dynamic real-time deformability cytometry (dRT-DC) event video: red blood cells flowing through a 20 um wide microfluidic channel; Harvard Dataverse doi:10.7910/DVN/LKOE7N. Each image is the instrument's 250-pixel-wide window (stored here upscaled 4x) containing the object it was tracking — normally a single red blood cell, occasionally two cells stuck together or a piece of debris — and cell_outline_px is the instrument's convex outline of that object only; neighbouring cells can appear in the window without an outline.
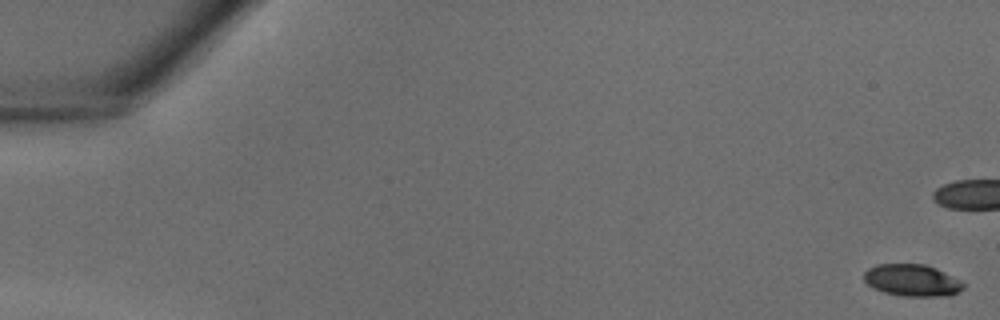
{"species": "common noctule bat (a hibernating species)", "species_latin": "Nyctalus noctula", "temperature_condition": "warm", "stored_images_in_passage": 32, "camera_frame_rate_fps": 3000, "um_per_image_px": 0.085, "animal": {"sex": "male", "body_mass_g": 18.8}, "frame": {"image": 1, "passage_image": 1, "time_ms": 0.0, "image_size_px": [1000, 320], "cell_outline_px": [[964, 288], [960, 292], [948, 296], [904, 296], [884, 292], [872, 288], [864, 280], [864, 272], [868, 268], [876, 264], [924, 264], [936, 268], [960, 280], [964, 284]], "centroid_in_image_um": [77.53, 23.83], "position_along_channel_um": 7.5, "area_um2": 18.55}}